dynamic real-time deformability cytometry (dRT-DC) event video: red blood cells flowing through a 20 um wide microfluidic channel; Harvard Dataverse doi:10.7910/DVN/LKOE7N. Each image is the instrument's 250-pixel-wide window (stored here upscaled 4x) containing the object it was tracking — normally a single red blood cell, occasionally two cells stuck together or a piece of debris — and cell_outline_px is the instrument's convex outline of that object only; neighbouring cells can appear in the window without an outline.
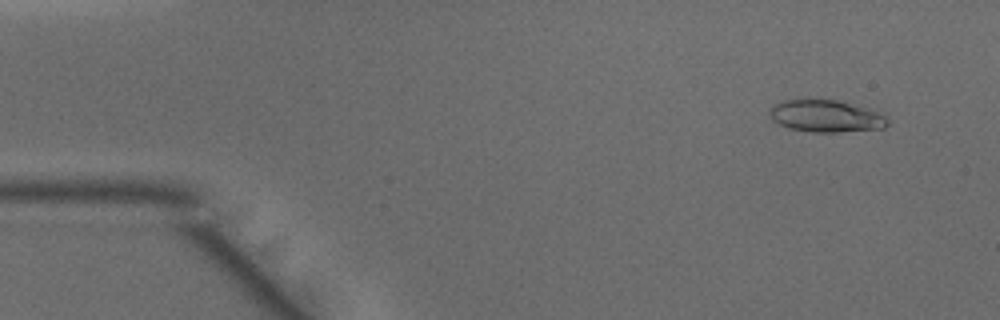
{"species": "common noctule bat (a hibernating species)", "species_latin": "Nyctalus noctula", "temperature_condition": "warm", "stored_images_in_passage": 46, "camera_frame_rate_fps": 3000, "um_per_image_px": 0.085, "animal": {"sex": "male", "body_mass_g": 15.6}, "frame": {"image": 1, "passage_image": 2, "time_ms": 0.333, "image_size_px": [1000, 320], "cell_outline_px": [[888, 124], [884, 128], [836, 132], [812, 132], [788, 128], [772, 120], [768, 112], [776, 104], [784, 100], [836, 100], [868, 108], [880, 112], [888, 120]], "centroid_in_image_um": [70.22, 9.88], "position_along_channel_um": 14.8, "area_um2": 21.85}}
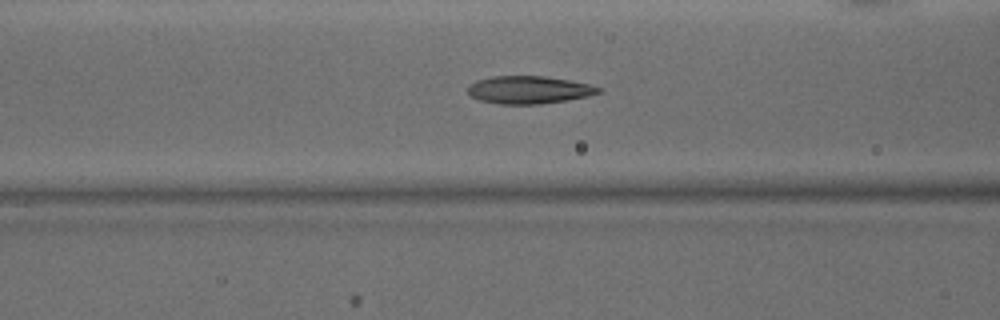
{"frame": {"image": 2, "passage_image": 17, "time_ms": 5.333, "image_size_px": [1000, 320], "cell_outline_px": [[600, 92], [588, 96], [568, 100], [540, 104], [500, 104], [480, 100], [472, 96], [468, 92], [468, 84], [476, 80], [492, 76], [544, 76], [572, 80], [588, 84], [600, 88]], "centroid_in_image_um": [44.94, 7.63], "position_along_channel_um": 121.7, "area_um2": 21.1}}
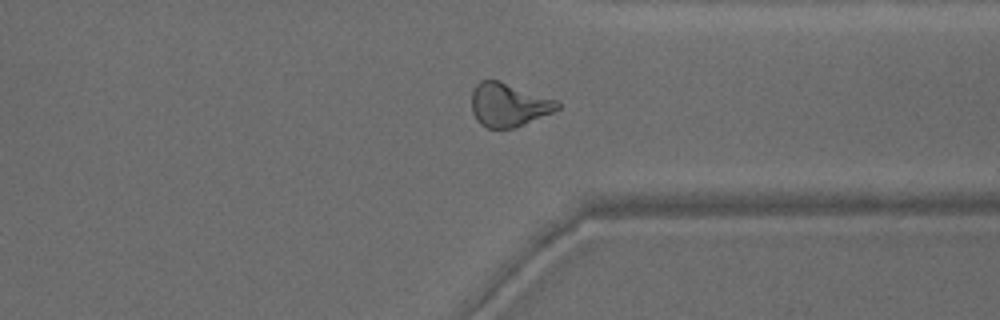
{"frame": {"image": 3, "passage_image": 35, "time_ms": 11.333, "image_size_px": [1000, 320], "cell_outline_px": [[560, 108], [552, 112], [512, 128], [488, 128], [480, 124], [476, 120], [472, 112], [472, 92], [476, 84], [480, 80], [496, 80], [556, 100], [560, 104]], "centroid_in_image_um": [43.18, 8.91], "position_along_channel_um": 368.2, "area_um2": 21.27}, "authors_computed_cell_mechanics": {"area_um2": 21.5016, "velocity_mm_per_s": 4.1409, "shape_relaxation_time_tau1_ms": 10.0466, "shape_relaxation_time_tau2_ms": 2.0276, "deformation_change_tau1": 0.2743, "deformation_change_tau2": 0.0979}}